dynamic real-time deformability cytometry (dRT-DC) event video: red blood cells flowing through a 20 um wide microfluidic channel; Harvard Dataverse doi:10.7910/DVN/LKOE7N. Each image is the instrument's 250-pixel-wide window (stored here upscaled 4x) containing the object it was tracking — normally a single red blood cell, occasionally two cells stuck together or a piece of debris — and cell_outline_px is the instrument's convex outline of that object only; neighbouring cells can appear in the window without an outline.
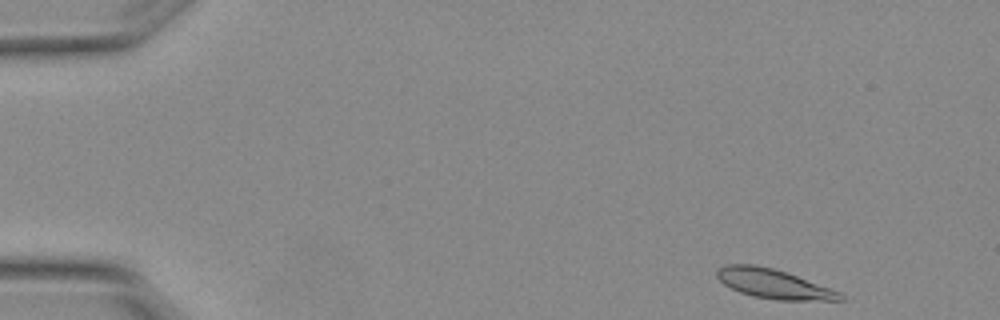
{"species": "Egyptian fruit bat (a non-hibernating species)", "species_latin": "Rousettus aegyptiacus", "temperature_condition": "warm", "stored_images_in_passage": 4, "camera_frame_rate_fps": 3000, "um_per_image_px": 0.085, "animal": {"sex": "female"}, "frame": {"image": 1, "passage_image": 1, "time_ms": 0.0, "image_size_px": [1000, 320], "cell_outline_px": [[844, 300], [776, 300], [752, 296], [740, 292], [724, 284], [716, 276], [716, 272], [720, 268], [728, 264], [756, 264], [788, 272], [840, 292], [844, 296]], "centroid_in_image_um": [65.76, 24.12], "position_along_channel_um": 19.2, "area_um2": 21.04}}
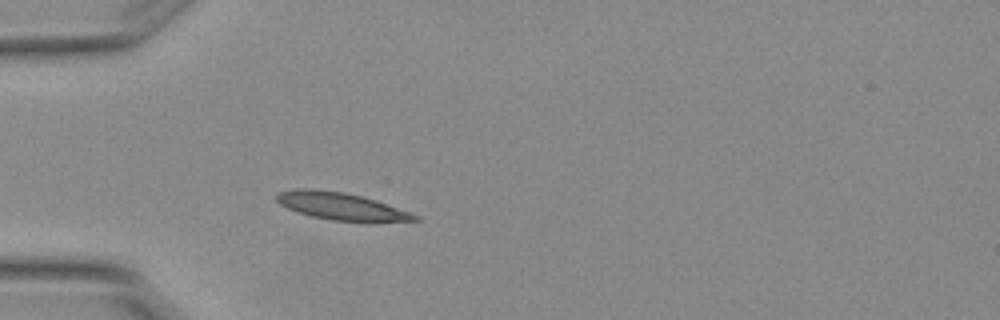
{"frame": {"image": 2, "passage_image": 4, "time_ms": 1.0, "image_size_px": [1000, 320], "cell_outline_px": [[420, 220], [372, 224], [364, 224], [332, 220], [312, 216], [296, 212], [280, 204], [276, 200], [276, 196], [280, 192], [296, 188], [312, 188], [344, 192], [376, 200], [420, 216]], "centroid_in_image_um": [29.08, 17.57], "position_along_channel_um": 55.9, "area_um2": 22.72}}